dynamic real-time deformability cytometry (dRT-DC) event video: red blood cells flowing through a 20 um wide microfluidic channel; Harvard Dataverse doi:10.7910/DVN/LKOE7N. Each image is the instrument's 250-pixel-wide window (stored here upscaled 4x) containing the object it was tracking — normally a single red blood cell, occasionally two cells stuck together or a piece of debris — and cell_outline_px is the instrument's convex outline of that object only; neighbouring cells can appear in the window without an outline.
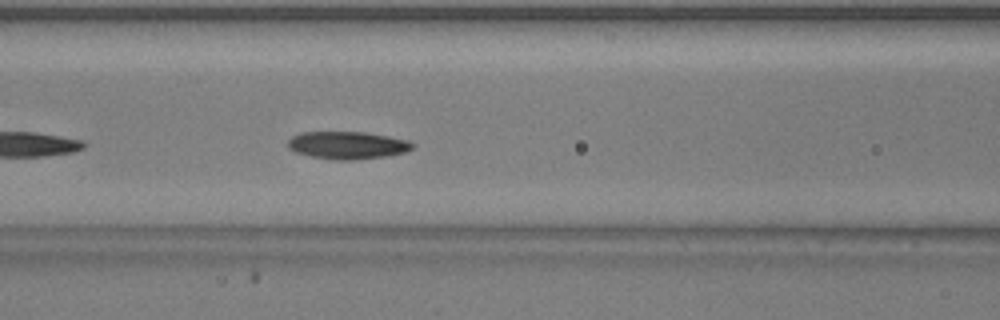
{"species": "common noctule bat (a hibernating species)", "species_latin": "Nyctalus noctula", "temperature_condition": "warm", "stored_images_in_passage": 25, "camera_frame_rate_fps": 3000, "um_per_image_px": 0.085, "animal": {"sex": "male", "body_mass_g": 20.5, "forearm_length_mm": 52.5}, "frame": {"image": 1, "passage_image": 8, "time_ms": 2.333, "image_size_px": [1000, 320], "cell_outline_px": [[416, 144], [412, 148], [404, 152], [384, 156], [356, 160], [336, 160], [312, 156], [296, 152], [288, 148], [288, 140], [292, 136], [300, 132], [364, 132], [388, 136], [408, 140]], "centroid_in_image_um": [29.53, 12.34], "position_along_channel_um": 137.1, "area_um2": 19.94}}
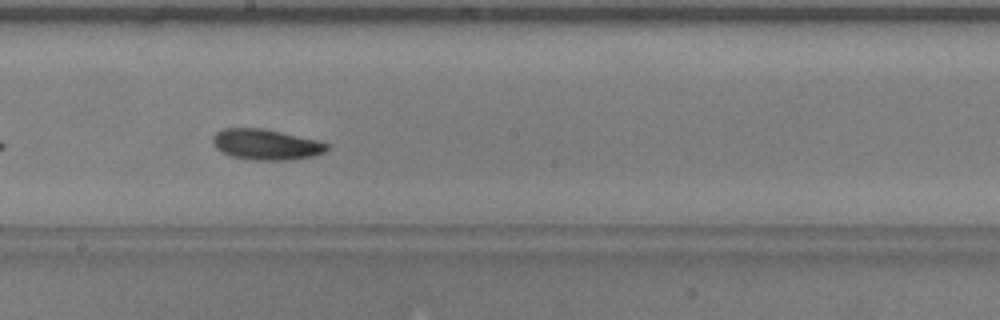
{"frame": {"image": 2, "passage_image": 15, "time_ms": 4.667, "image_size_px": [1000, 320], "cell_outline_px": [[328, 148], [324, 152], [316, 156], [292, 160], [252, 160], [232, 156], [220, 152], [216, 148], [212, 140], [212, 136], [216, 132], [224, 128], [264, 128], [320, 140], [328, 144]], "centroid_in_image_um": [22.63, 12.28], "position_along_channel_um": 225.6, "area_um2": 20.75}}